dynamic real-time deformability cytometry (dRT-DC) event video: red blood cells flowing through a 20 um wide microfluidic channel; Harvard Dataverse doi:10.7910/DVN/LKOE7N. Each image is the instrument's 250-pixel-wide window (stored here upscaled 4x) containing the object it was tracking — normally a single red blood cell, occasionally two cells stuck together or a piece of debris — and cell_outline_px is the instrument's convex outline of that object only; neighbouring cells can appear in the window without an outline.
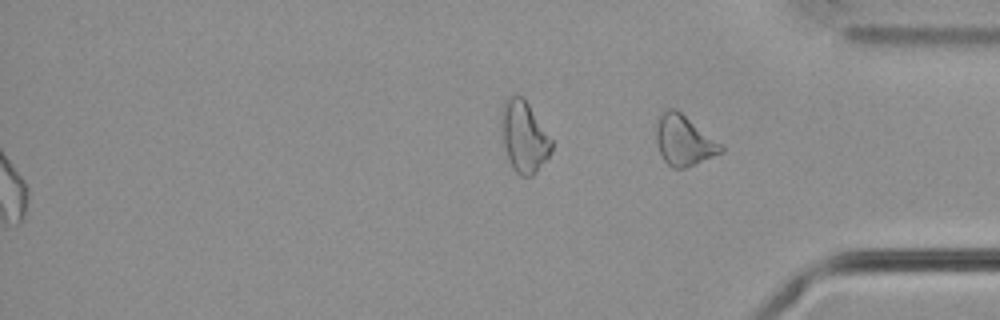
{"species": "common noctule bat (a hibernating species)", "species_latin": "Nyctalus noctula", "temperature_condition": "cold", "stored_images_in_passage": 58, "segment_of_instrument_passage": [2, 2], "camera_frame_rate_fps": 3000, "um_per_image_px": 0.085, "animal": {"sex": "male", "body_mass_g": 21.5, "forearm_length_mm": 52.0}, "frame": {"image": 1, "passage_image": 58, "time_ms": 19.0, "image_size_px": [1000, 320], "cell_outline_px": [[724, 152], [696, 164], [684, 168], [672, 168], [664, 160], [656, 144], [656, 128], [660, 116], [668, 108], [676, 108], [720, 144], [724, 148]], "centroid_in_image_um": [58.12, 11.96], "position_along_channel_um": 377.1, "area_um2": 18.67}}